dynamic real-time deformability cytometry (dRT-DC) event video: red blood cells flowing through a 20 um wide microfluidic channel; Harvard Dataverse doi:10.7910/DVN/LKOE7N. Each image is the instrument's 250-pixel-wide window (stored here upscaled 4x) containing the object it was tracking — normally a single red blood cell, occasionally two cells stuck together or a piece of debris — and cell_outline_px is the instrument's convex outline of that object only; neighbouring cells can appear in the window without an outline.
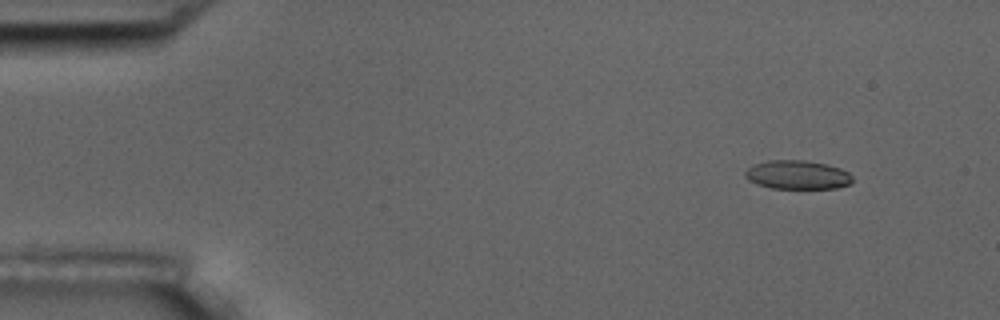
{"species": "common noctule bat (a hibernating species)", "species_latin": "Nyctalus noctula", "temperature_condition": "room temperature", "stored_images_in_passage": 4, "camera_frame_rate_fps": 3000, "um_per_image_px": 0.085, "animal": {"sex": "male", "body_mass_g": 17.5, "forearm_length_mm": 52.3}, "frame": {"image": 1, "passage_image": 1, "time_ms": 0.0, "image_size_px": [1000, 320], "cell_outline_px": [[852, 180], [848, 184], [836, 188], [772, 188], [756, 184], [748, 180], [744, 176], [744, 172], [752, 164], [768, 160], [804, 160], [824, 164], [840, 168], [848, 172], [852, 176]], "centroid_in_image_um": [67.73, 14.85], "position_along_channel_um": 17.3, "area_um2": 17.98}}
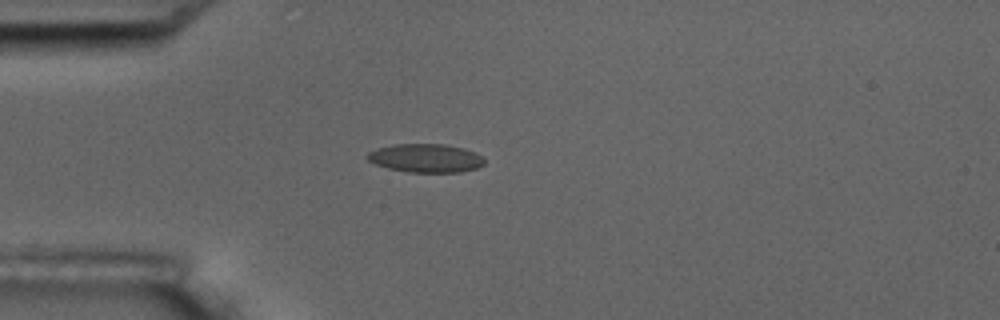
{"frame": {"image": 2, "passage_image": 4, "time_ms": 3.333, "image_size_px": [1000, 320], "cell_outline_px": [[484, 164], [476, 168], [460, 172], [408, 172], [388, 168], [376, 164], [368, 160], [364, 156], [368, 152], [376, 148], [392, 144], [444, 144], [464, 148], [476, 152], [484, 160]], "centroid_in_image_um": [36.15, 13.43], "position_along_channel_um": 48.8, "area_um2": 19.54}}